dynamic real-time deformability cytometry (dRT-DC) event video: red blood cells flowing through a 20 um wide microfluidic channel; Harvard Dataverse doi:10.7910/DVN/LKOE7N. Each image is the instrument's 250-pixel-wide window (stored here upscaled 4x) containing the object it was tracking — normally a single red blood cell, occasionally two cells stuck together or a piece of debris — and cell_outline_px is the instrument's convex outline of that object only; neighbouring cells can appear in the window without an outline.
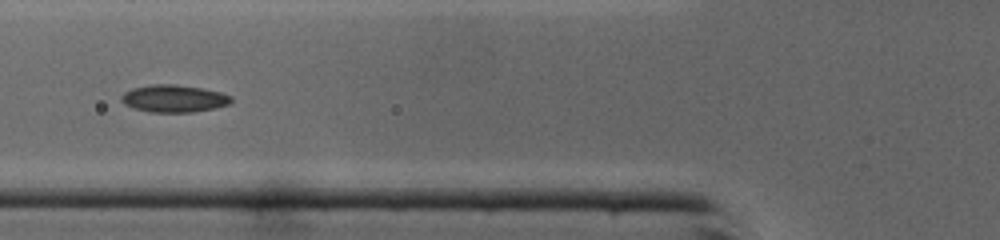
{"species": "common noctule bat (a hibernating species)", "species_latin": "Nyctalus noctula", "temperature_condition": "cold", "stored_images_in_passage": 24, "camera_frame_rate_fps": 3000, "um_per_image_px": 0.085, "animal": {"sex": "male", "body_mass_g": 19.0, "forearm_length_mm": 50.8}, "frame": {"image": 1, "passage_image": 8, "time_ms": 2.333, "image_size_px": [1000, 240], "cell_outline_px": [[232, 100], [228, 104], [216, 108], [192, 112], [148, 112], [124, 104], [120, 100], [120, 96], [124, 92], [132, 88], [152, 84], [176, 84], [204, 88], [220, 92], [232, 96]], "centroid_in_image_um": [14.77, 8.37], "position_along_channel_um": 111.0, "area_um2": 17.63}}